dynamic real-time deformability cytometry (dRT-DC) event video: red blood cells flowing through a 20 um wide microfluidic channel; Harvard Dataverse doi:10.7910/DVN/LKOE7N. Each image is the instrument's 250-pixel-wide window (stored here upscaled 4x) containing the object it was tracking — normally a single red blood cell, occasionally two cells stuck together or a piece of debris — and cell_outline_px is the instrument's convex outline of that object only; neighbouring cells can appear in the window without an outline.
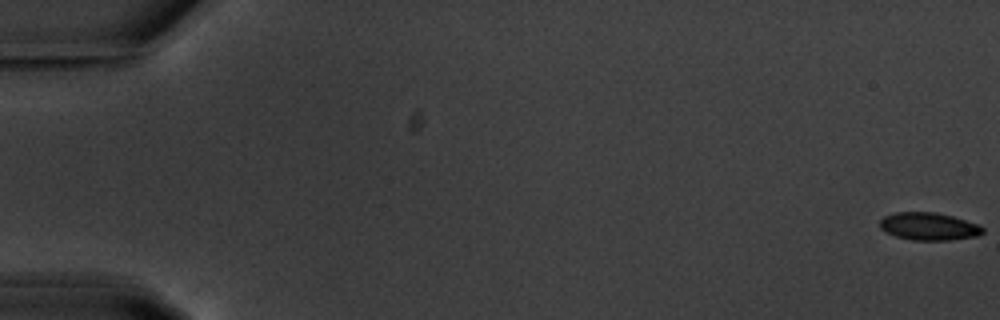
{"species": "common noctule bat (a hibernating species)", "species_latin": "Nyctalus noctula", "temperature_condition": "warm", "stored_images_in_passage": 57, "camera_frame_rate_fps": 3000, "um_per_image_px": 0.085, "animal": {"sex": "male", "body_mass_g": 20.1, "forearm_length_mm": 53.5}, "frame": {"image": 1, "passage_image": 1, "time_ms": 0.0, "image_size_px": [1000, 320], "cell_outline_px": [[984, 232], [980, 236], [948, 240], [912, 240], [896, 236], [880, 228], [880, 220], [884, 216], [896, 212], [936, 212], [952, 216], [980, 224], [984, 228]], "centroid_in_image_um": [79.0, 19.24], "position_along_channel_um": 6.0, "area_um2": 16.65}}
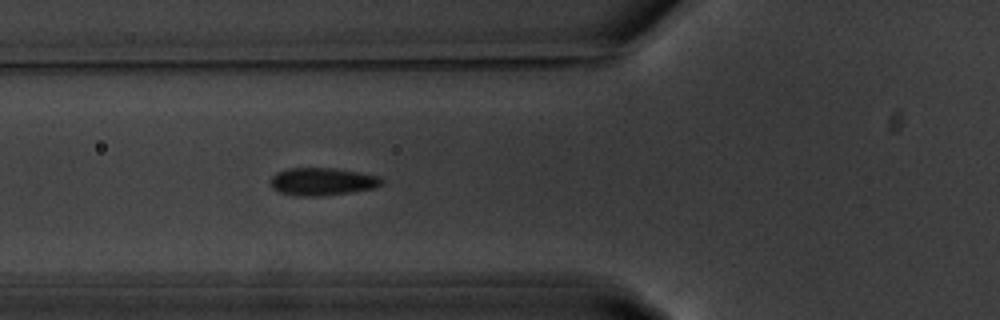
{"frame": {"image": 2, "passage_image": 22, "time_ms": 7.0, "image_size_px": [1000, 320], "cell_outline_px": [[384, 180], [376, 188], [320, 196], [296, 196], [280, 192], [272, 188], [272, 176], [276, 172], [288, 168], [336, 168], [360, 172], [380, 176]], "centroid_in_image_um": [27.41, 15.42], "position_along_channel_um": 98.4, "area_um2": 17.92}}
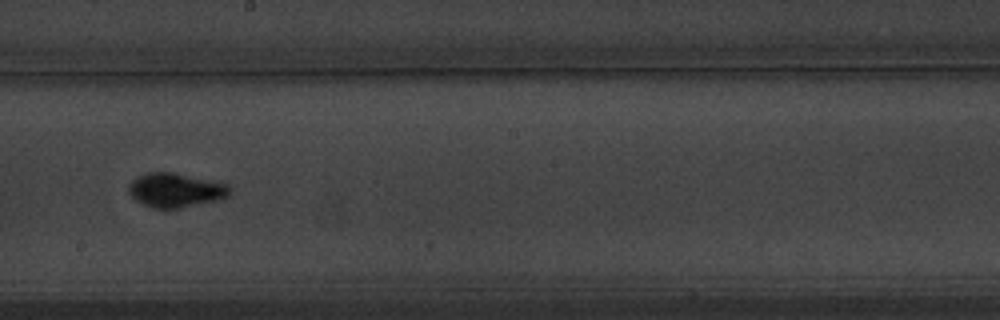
{"frame": {"image": 3, "passage_image": 33, "time_ms": 10.667, "image_size_px": [1000, 320], "cell_outline_px": [[232, 192], [228, 196], [220, 200], [180, 208], [152, 208], [136, 200], [128, 192], [128, 184], [136, 176], [144, 172], [172, 172], [228, 184], [232, 188]], "centroid_in_image_um": [14.93, 16.16], "position_along_channel_um": 233.3, "area_um2": 20.35}, "authors_computed_cell_mechanics": {"area_um2": 17.7446, "velocity_mm_per_s": 3.6626, "shape_relaxation_time_tau1_ms": 2.0644, "shape_relaxation_time_tau2_ms": null, "deformation_change_tau1": 0.1164, "deformation_change_tau2": null}}